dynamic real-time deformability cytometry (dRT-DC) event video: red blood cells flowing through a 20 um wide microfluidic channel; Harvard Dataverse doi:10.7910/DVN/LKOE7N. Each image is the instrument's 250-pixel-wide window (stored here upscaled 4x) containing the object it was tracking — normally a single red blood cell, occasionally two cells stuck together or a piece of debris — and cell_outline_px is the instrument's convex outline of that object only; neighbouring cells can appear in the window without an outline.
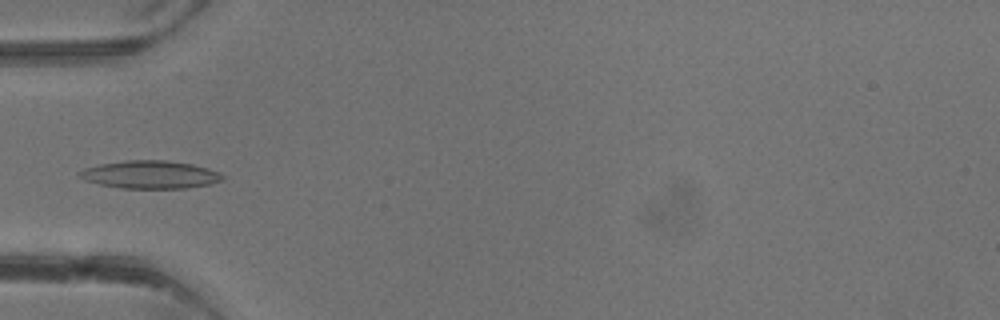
{"species": "common noctule bat (a hibernating species)", "species_latin": "Nyctalus noctula", "temperature_condition": "warm", "stored_images_in_passage": 4, "camera_frame_rate_fps": 3000, "um_per_image_px": 0.085, "animal": {"sex": "male", "body_mass_g": 13.3}, "frame": {"image": 1, "passage_image": 4, "time_ms": 3.333, "image_size_px": [1000, 320], "cell_outline_px": [[224, 180], [208, 184], [184, 188], [120, 188], [100, 184], [84, 180], [76, 172], [84, 168], [100, 164], [124, 160], [168, 160], [192, 164], [208, 168], [220, 172], [224, 176]], "centroid_in_image_um": [12.76, 14.83], "position_along_channel_um": 72.2, "area_um2": 23.29}}